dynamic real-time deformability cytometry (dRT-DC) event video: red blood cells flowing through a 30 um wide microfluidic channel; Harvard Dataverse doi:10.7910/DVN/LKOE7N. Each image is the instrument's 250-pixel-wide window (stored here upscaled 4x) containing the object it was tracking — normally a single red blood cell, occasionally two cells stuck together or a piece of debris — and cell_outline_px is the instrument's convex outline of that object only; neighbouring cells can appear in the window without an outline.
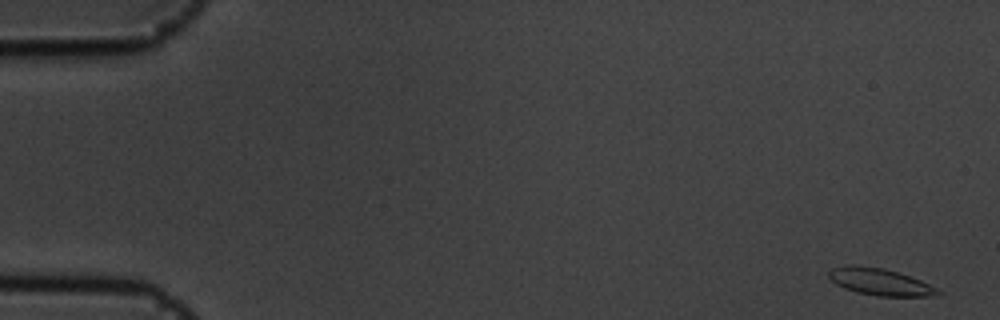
{"species": "common noctule bat (a hibernating species)", "species_latin": "Nyctalus noctula", "temperature_condition": "cold", "stored_images_in_passage": 56, "camera_frame_rate_fps": 3000, "um_per_image_px": 0.085, "animal": {"sex": "male", "body_mass_g": 19.5, "forearm_length_mm": 54.6}, "frame": {"image": 1, "passage_image": 1, "time_ms": 0.0, "image_size_px": [1000, 320], "cell_outline_px": [[944, 292], [932, 296], [876, 296], [856, 292], [844, 288], [836, 284], [828, 276], [828, 272], [832, 268], [848, 264], [856, 264], [884, 268], [920, 280]], "centroid_in_image_um": [74.76, 23.95], "position_along_channel_um": 10.2, "area_um2": 17.11}}
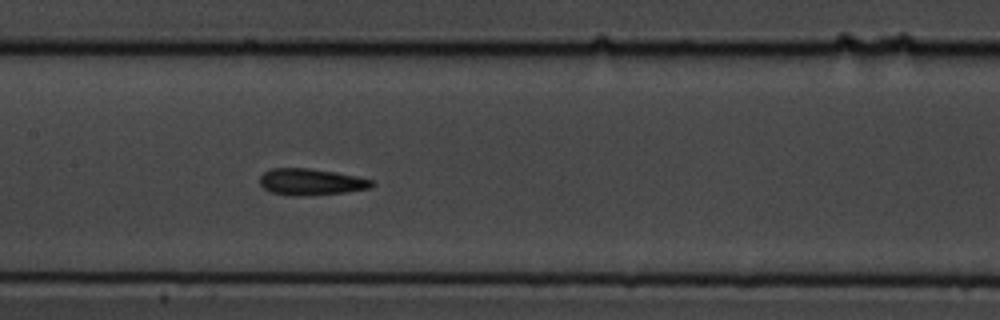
{"frame": {"image": 2, "passage_image": 27, "time_ms": 8.667, "image_size_px": [1000, 320], "cell_outline_px": [[376, 184], [372, 188], [344, 192], [300, 196], [288, 196], [272, 192], [264, 188], [260, 184], [260, 176], [264, 172], [272, 168], [308, 168], [336, 172], [376, 180]], "centroid_in_image_um": [26.47, 15.46], "position_along_channel_um": 180.9, "area_um2": 17.46}}
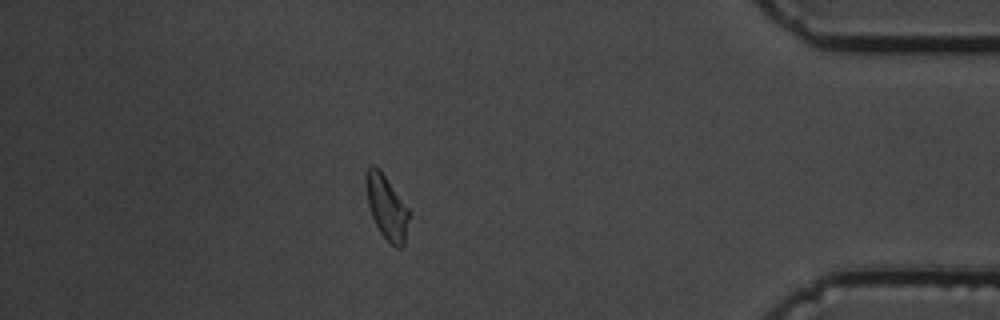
{"frame": {"image": 3, "passage_image": 49, "time_ms": 16.0, "image_size_px": [1000, 320], "cell_outline_px": [[408, 220], [404, 244], [400, 248], [396, 248], [380, 232], [372, 216], [368, 204], [364, 176], [368, 164], [376, 164], [380, 168], [408, 208]], "centroid_in_image_um": [32.82, 17.53], "position_along_channel_um": 402.4, "area_um2": 16.01}, "authors_computed_cell_mechanics": {"area_um2": 16.7331, "velocity_mm_per_s": 3.5437, "shape_relaxation_time_tau1_ms": 3.1032, "shape_relaxation_time_tau2_ms": 2.0164, "deformation_change_tau1": 0.1339, "deformation_change_tau2": 0.0971}}